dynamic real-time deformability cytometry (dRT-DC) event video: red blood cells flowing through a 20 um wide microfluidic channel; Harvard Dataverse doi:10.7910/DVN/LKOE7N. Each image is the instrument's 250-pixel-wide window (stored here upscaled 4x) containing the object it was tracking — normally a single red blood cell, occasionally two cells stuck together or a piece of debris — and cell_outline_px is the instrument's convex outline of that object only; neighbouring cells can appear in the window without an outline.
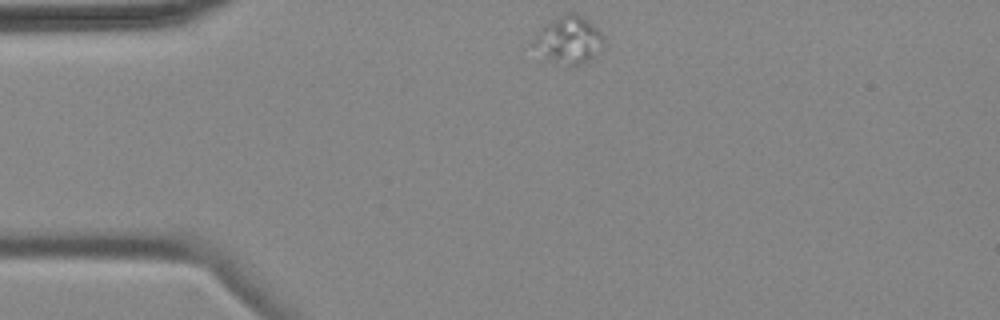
{"species": "common noctule bat (a hibernating species)", "species_latin": "Nyctalus noctula", "temperature_condition": "cold", "stored_images_in_passage": 2, "camera_frame_rate_fps": 3000, "um_per_image_px": 0.085, "animal": {"sex": "female", "body_mass_g": 18.4}, "frame": {"image": 1, "passage_image": 1, "time_ms": 0.0, "image_size_px": [1000, 320], "cell_outline_px": [[604, 40], [600, 52], [588, 60], [572, 68], [548, 56], [528, 44], [548, 24], [564, 12], [572, 12], [584, 16], [604, 36]], "centroid_in_image_um": [48.4, 3.38], "position_along_channel_um": 36.6, "area_um2": 18.9}}